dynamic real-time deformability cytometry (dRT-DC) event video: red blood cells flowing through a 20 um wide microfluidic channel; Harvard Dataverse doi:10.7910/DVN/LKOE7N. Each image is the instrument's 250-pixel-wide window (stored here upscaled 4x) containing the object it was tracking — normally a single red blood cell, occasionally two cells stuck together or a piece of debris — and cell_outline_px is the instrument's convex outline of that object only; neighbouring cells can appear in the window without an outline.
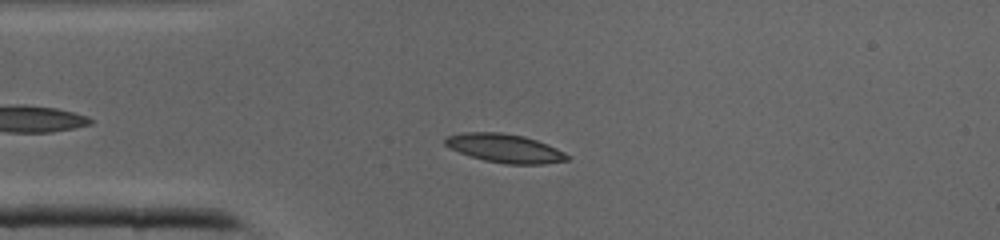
{"species": "common noctule bat (a hibernating species)", "species_latin": "Nyctalus noctula", "temperature_condition": "cold", "stored_images_in_passage": 37, "camera_frame_rate_fps": 3000, "um_per_image_px": 0.085, "animal": {"sex": "male", "body_mass_g": 19.0, "forearm_length_mm": 50.8}, "frame": {"image": 1, "passage_image": 6, "time_ms": 1.667, "image_size_px": [1000, 240], "cell_outline_px": [[572, 156], [568, 160], [544, 164], [504, 164], [484, 160], [468, 156], [444, 144], [444, 140], [448, 136], [464, 132], [500, 132], [524, 136], [548, 144]], "centroid_in_image_um": [42.94, 12.61], "position_along_channel_um": 42.1, "area_um2": 20.4}}
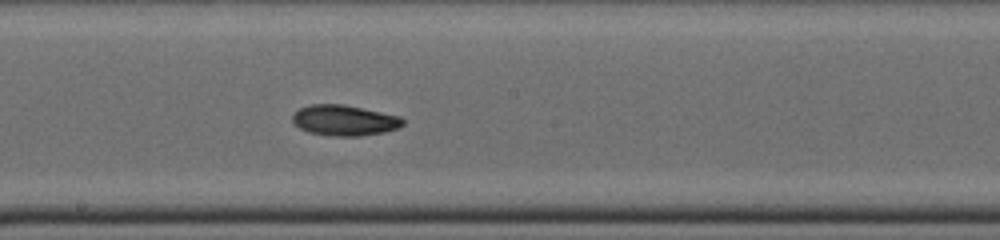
{"frame": {"image": 2, "passage_image": 18, "time_ms": 5.667, "image_size_px": [1000, 240], "cell_outline_px": [[404, 124], [396, 128], [384, 132], [360, 136], [332, 136], [308, 132], [300, 128], [292, 120], [292, 112], [308, 104], [344, 104], [400, 116], [404, 120]], "centroid_in_image_um": [29.24, 10.22], "position_along_channel_um": 219.0, "area_um2": 19.77}}
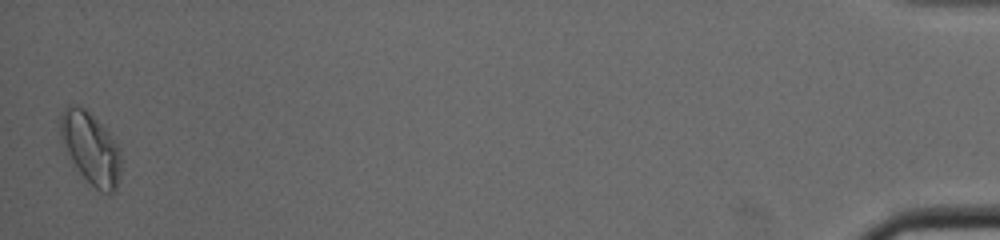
{"frame": {"image": 3, "passage_image": 37, "time_ms": 12.0, "image_size_px": [1000, 240], "cell_outline_px": [[120, 176], [116, 188], [112, 192], [108, 192], [96, 188], [80, 172], [72, 160], [60, 140], [60, 116], [64, 108], [72, 104], [84, 108], [108, 132], [116, 144], [120, 152]], "centroid_in_image_um": [7.69, 12.57], "position_along_channel_um": 427.5, "area_um2": 24.57}}